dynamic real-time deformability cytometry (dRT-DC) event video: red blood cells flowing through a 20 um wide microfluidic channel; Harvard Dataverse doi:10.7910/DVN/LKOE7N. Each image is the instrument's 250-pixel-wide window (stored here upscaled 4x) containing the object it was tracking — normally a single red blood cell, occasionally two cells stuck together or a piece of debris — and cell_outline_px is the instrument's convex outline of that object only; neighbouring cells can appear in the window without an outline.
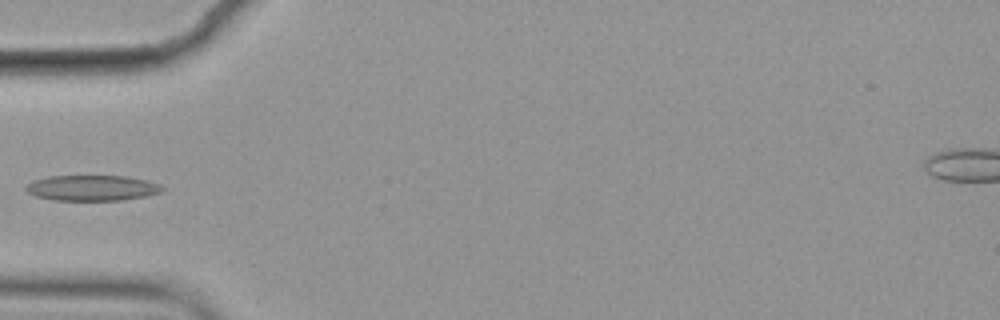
{"species": "common noctule bat (a hibernating species)", "species_latin": "Nyctalus noctula", "temperature_condition": "cold", "stored_images_in_passage": 5, "camera_frame_rate_fps": 3000, "um_per_image_px": 0.085, "animal": {"sex": "female", "body_mass_g": 19.9}, "frame": {"image": 1, "passage_image": 5, "time_ms": 1.333, "image_size_px": [1000, 320], "cell_outline_px": [[164, 188], [160, 192], [144, 196], [120, 200], [52, 200], [36, 196], [28, 192], [24, 188], [32, 180], [48, 176], [128, 176], [148, 180], [160, 184]], "centroid_in_image_um": [7.81, 15.96], "position_along_channel_um": 77.2, "area_um2": 20.29}}